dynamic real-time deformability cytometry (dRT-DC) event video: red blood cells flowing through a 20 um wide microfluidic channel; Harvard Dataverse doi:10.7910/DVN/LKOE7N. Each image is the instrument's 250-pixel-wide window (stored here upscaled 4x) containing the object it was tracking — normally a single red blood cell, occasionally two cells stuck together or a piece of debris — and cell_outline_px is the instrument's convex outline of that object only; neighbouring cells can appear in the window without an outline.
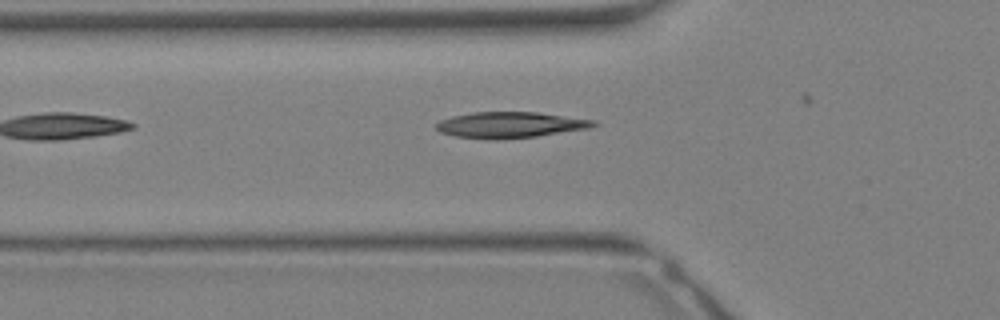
{"species": "Egyptian fruit bat (a non-hibernating species)", "species_latin": "Rousettus aegyptiacus", "temperature_condition": "warm", "stored_images_in_passage": 10, "camera_frame_rate_fps": 3000, "um_per_image_px": 0.085, "animal": {"sex": "female"}, "frame": {"image": 1, "passage_image": 10, "time_ms": 3.0, "image_size_px": [1000, 320], "cell_outline_px": [[600, 124], [588, 128], [536, 136], [500, 140], [492, 140], [456, 136], [440, 132], [436, 128], [436, 124], [440, 120], [452, 116], [472, 112], [536, 112], [596, 120]], "centroid_in_image_um": [43.36, 10.61], "position_along_channel_um": 82.4, "area_um2": 23.81}}